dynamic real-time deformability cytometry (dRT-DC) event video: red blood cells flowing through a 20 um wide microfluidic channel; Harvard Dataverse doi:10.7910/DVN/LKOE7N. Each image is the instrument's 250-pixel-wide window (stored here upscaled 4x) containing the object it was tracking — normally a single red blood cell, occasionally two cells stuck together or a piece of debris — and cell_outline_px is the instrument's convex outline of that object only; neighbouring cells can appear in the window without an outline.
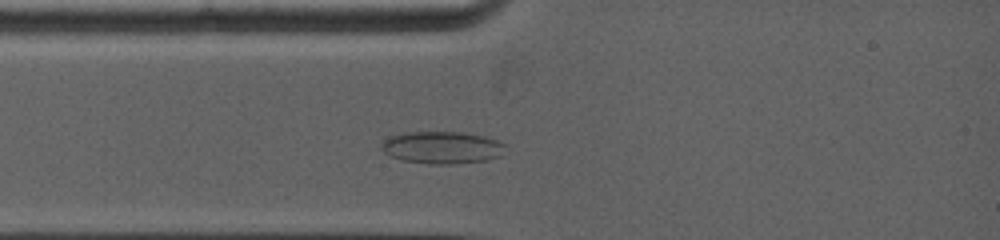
{"species": "common noctule bat (a hibernating species)", "species_latin": "Nyctalus noctula", "temperature_condition": "warm", "stored_images_in_passage": 43, "camera_frame_rate_fps": 5000, "um_per_image_px": 0.085, "animal": {"sex": "female", "body_mass_g": 19.0, "forearm_length_mm": 53.3}, "frame": {"image": 1, "passage_image": 9, "time_ms": 2.2, "image_size_px": [1000, 240], "cell_outline_px": [[504, 144], [500, 156], [488, 160], [452, 164], [428, 164], [404, 160], [392, 156], [384, 152], [380, 148], [380, 144], [388, 136], [408, 132], [464, 132], [484, 136], [496, 140]], "centroid_in_image_um": [37.54, 12.53], "position_along_channel_um": 47.5, "area_um2": 23.24}}
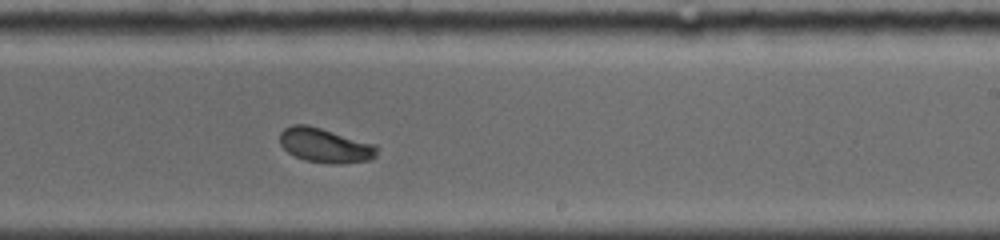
{"frame": {"image": 2, "passage_image": 28, "time_ms": 7.6, "image_size_px": [1000, 240], "cell_outline_px": [[376, 156], [372, 160], [340, 164], [336, 164], [304, 160], [288, 152], [280, 144], [280, 132], [284, 128], [292, 124], [308, 124], [376, 144]], "centroid_in_image_um": [27.63, 12.35], "position_along_channel_um": 261.4, "area_um2": 19.59}}
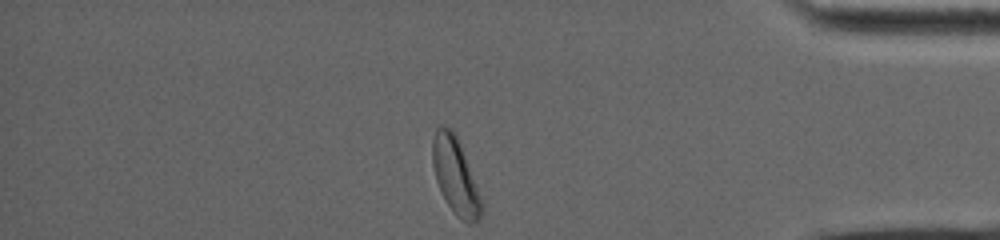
{"frame": {"image": 3, "passage_image": 43, "time_ms": 11.8, "image_size_px": [1000, 240], "cell_outline_px": [[484, 212], [480, 220], [472, 224], [468, 224], [460, 220], [452, 212], [436, 180], [432, 164], [432, 136], [436, 128], [440, 124], [452, 128], [456, 132], [484, 204]], "centroid_in_image_um": [38.73, 14.96], "position_along_channel_um": 396.5, "area_um2": 22.37}, "authors_computed_cell_mechanics": {"area_um2": 19.9988, "velocity_mm_per_s": 3.9618, "shape_relaxation_time_tau1_ms": 6.0826, "shape_relaxation_time_tau2_ms": null, "deformation_change_tau1": 0.1606, "deformation_change_tau2": null}}